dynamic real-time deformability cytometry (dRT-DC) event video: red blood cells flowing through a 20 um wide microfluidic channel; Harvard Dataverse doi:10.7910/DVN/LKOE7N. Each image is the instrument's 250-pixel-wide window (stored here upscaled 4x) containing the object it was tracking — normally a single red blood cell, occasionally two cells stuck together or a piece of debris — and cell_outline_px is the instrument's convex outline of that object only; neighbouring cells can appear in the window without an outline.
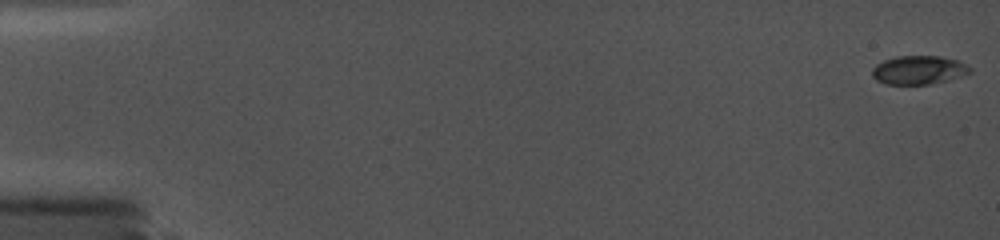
{"species": "common noctule bat (a hibernating species)", "species_latin": "Nyctalus noctula", "temperature_condition": "cold", "stored_images_in_passage": 34, "camera_frame_rate_fps": 5000, "um_per_image_px": 0.085, "animal": {"sex": "female", "body_mass_g": 19.0, "forearm_length_mm": 56.7}, "frame": {"image": 1, "passage_image": 1, "time_ms": 0.0, "image_size_px": [1000, 240], "cell_outline_px": [[972, 72], [960, 76], [928, 84], [888, 84], [876, 80], [872, 76], [872, 68], [876, 64], [884, 60], [896, 56], [940, 56], [960, 60], [972, 68]], "centroid_in_image_um": [78.09, 5.93], "position_along_channel_um": 6.9, "area_um2": 16.3}}
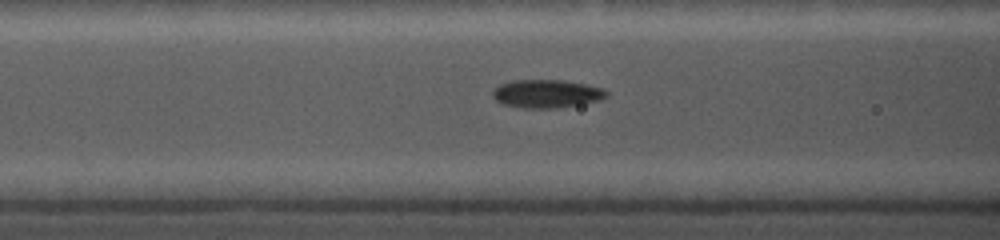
{"frame": {"image": 2, "passage_image": 22, "time_ms": 7.4, "image_size_px": [1000, 240], "cell_outline_px": [[608, 96], [596, 100], [580, 104], [560, 108], [520, 108], [500, 104], [492, 96], [492, 92], [500, 84], [512, 80], [560, 80], [584, 84], [600, 88], [608, 92]], "centroid_in_image_um": [46.39, 7.97], "position_along_channel_um": 120.2, "area_um2": 18.61}}
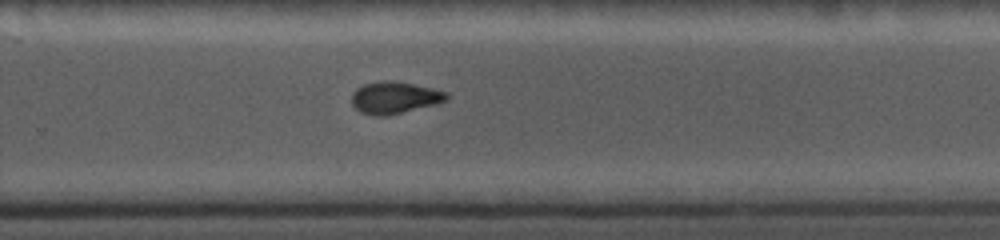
{"frame": {"image": 3, "passage_image": 34, "time_ms": 12.0, "image_size_px": [1000, 240], "cell_outline_px": [[448, 100], [436, 104], [384, 116], [372, 116], [360, 112], [352, 104], [352, 92], [356, 88], [364, 84], [388, 80], [412, 84], [432, 88], [448, 92]], "centroid_in_image_um": [33.53, 8.3], "position_along_channel_um": 296.3, "area_um2": 17.51}}